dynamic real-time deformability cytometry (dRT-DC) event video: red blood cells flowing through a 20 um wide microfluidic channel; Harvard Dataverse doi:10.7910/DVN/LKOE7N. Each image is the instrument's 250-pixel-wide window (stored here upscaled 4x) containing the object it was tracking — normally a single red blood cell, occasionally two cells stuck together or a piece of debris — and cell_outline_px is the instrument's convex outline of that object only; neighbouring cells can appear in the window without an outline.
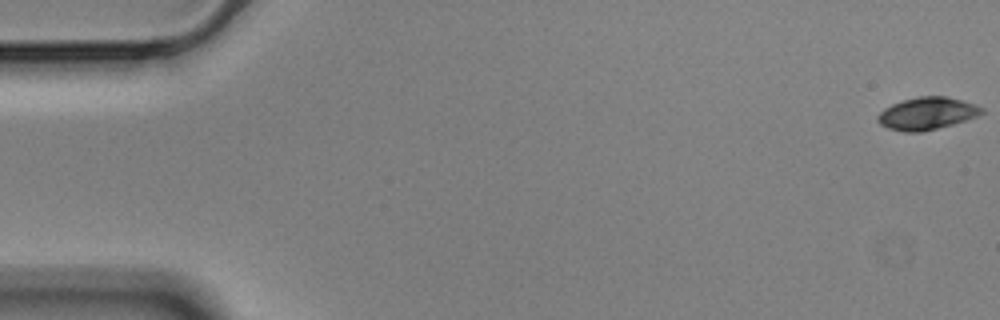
{"species": "Egyptian fruit bat (a non-hibernating species)", "species_latin": "Rousettus aegyptiacus", "temperature_condition": "cold", "stored_images_in_passage": 57, "camera_frame_rate_fps": 3000, "um_per_image_px": 0.085, "animal": {"sex": "male"}, "frame": {"image": 1, "passage_image": 1, "time_ms": 0.0, "image_size_px": [1000, 320], "cell_outline_px": [[984, 112], [976, 116], [952, 124], [920, 132], [904, 132], [888, 128], [880, 124], [876, 120], [876, 116], [884, 108], [892, 104], [904, 100], [920, 96], [948, 96], [984, 108]], "centroid_in_image_um": [78.75, 9.64], "position_along_channel_um": 6.3, "area_um2": 19.36}}
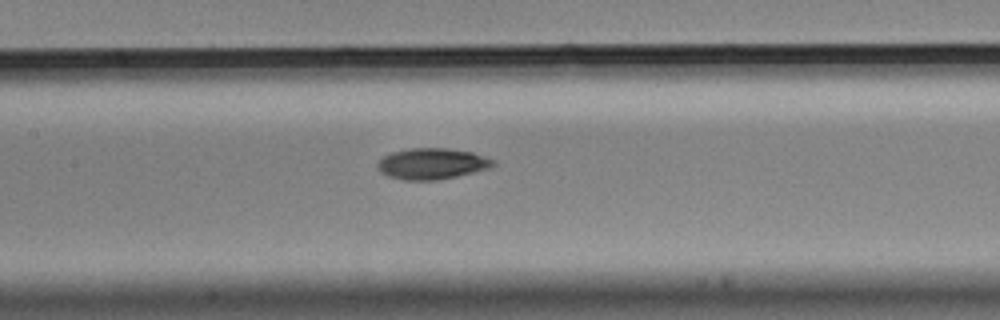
{"frame": {"image": 2, "passage_image": 27, "time_ms": 8.667, "image_size_px": [1000, 320], "cell_outline_px": [[496, 164], [488, 168], [456, 176], [436, 180], [404, 180], [388, 176], [380, 172], [376, 168], [376, 164], [384, 156], [392, 152], [408, 148], [448, 148], [472, 152], [496, 160]], "centroid_in_image_um": [36.69, 13.91], "position_along_channel_um": 170.7, "area_um2": 20.92}}
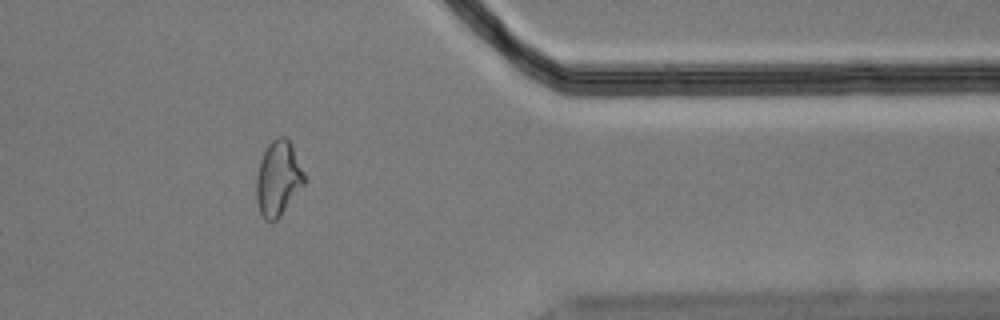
{"frame": {"image": 3, "passage_image": 47, "time_ms": 15.333, "image_size_px": [1000, 320], "cell_outline_px": [[308, 180], [280, 216], [276, 220], [264, 220], [260, 212], [256, 200], [256, 176], [260, 160], [268, 144], [272, 140], [280, 136], [284, 136], [292, 144]], "centroid_in_image_um": [23.66, 15.16], "position_along_channel_um": 387.7, "area_um2": 21.15}, "authors_computed_cell_mechanics": {"area_um2": 20.1722, "velocity_mm_per_s": 3.5272, "shape_relaxation_time_tau1_ms": 7.0055, "shape_relaxation_time_tau2_ms": 6.0785, "deformation_change_tau1": 0.1587, "deformation_change_tau2": 0.106}}